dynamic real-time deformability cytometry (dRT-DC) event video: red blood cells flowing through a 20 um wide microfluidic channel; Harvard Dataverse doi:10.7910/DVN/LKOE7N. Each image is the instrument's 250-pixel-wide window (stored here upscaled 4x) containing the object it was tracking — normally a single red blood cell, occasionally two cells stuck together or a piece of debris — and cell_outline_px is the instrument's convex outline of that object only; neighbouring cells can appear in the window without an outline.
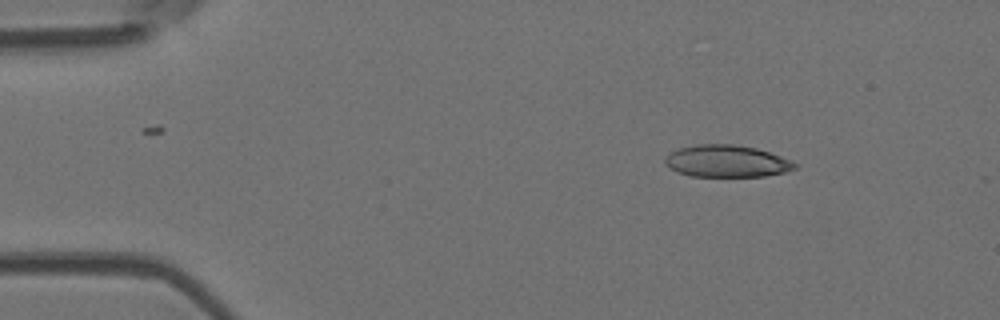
{"species": "Egyptian fruit bat (a non-hibernating species)", "species_latin": "Rousettus aegyptiacus", "temperature_condition": "room temperature", "stored_images_in_passage": 3, "camera_frame_rate_fps": 3000, "um_per_image_px": 0.085, "animal": {"sex": "female"}, "frame": {"image": 1, "passage_image": 1, "time_ms": 0.0, "image_size_px": [1000, 320], "cell_outline_px": [[796, 168], [784, 172], [764, 176], [692, 176], [676, 172], [664, 164], [664, 160], [672, 152], [680, 148], [696, 144], [732, 144], [756, 148], [780, 156], [796, 164]], "centroid_in_image_um": [61.73, 13.7], "position_along_channel_um": 23.3, "area_um2": 23.93}}